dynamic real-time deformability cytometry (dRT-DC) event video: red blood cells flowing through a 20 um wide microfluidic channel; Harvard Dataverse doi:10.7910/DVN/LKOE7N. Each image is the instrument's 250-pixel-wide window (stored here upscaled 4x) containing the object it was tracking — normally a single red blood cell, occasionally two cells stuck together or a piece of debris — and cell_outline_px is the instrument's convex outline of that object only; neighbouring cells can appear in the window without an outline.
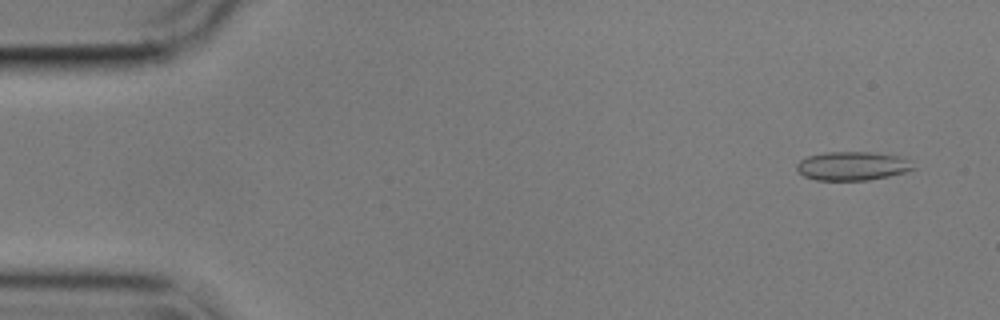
{"species": "common noctule bat (a hibernating species)", "species_latin": "Nyctalus noctula", "temperature_condition": "cold", "stored_images_in_passage": 55, "camera_frame_rate_fps": 3000, "um_per_image_px": 0.085, "animal": {"sex": "male", "body_mass_g": 17.9}, "frame": {"image": 1, "passage_image": 3, "time_ms": 0.667, "image_size_px": [1000, 320], "cell_outline_px": [[916, 168], [904, 172], [888, 176], [868, 180], [816, 180], [804, 176], [796, 172], [796, 164], [800, 160], [808, 156], [824, 152], [872, 152], [896, 156], [912, 160]], "centroid_in_image_um": [72.43, 14.11], "position_along_channel_um": 12.6, "area_um2": 19.65}}
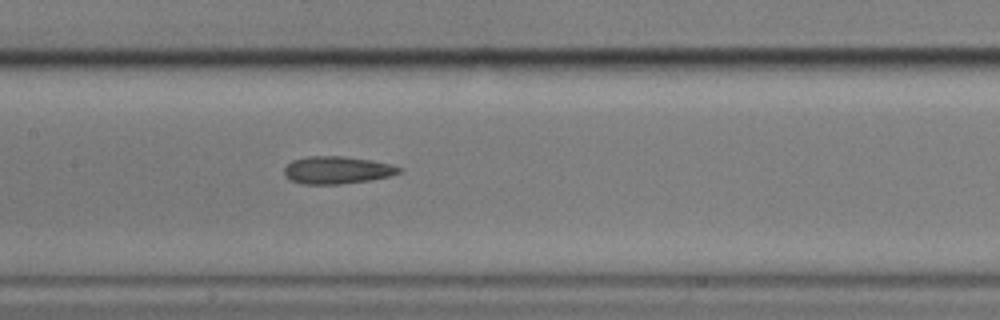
{"frame": {"image": 2, "passage_image": 26, "time_ms": 8.333, "image_size_px": [1000, 320], "cell_outline_px": [[404, 168], [400, 172], [388, 176], [368, 180], [340, 184], [300, 184], [288, 180], [284, 176], [284, 168], [292, 160], [308, 156], [344, 156], [372, 160], [392, 164]], "centroid_in_image_um": [28.62, 14.45], "position_along_channel_um": 178.8, "area_um2": 18.55}}
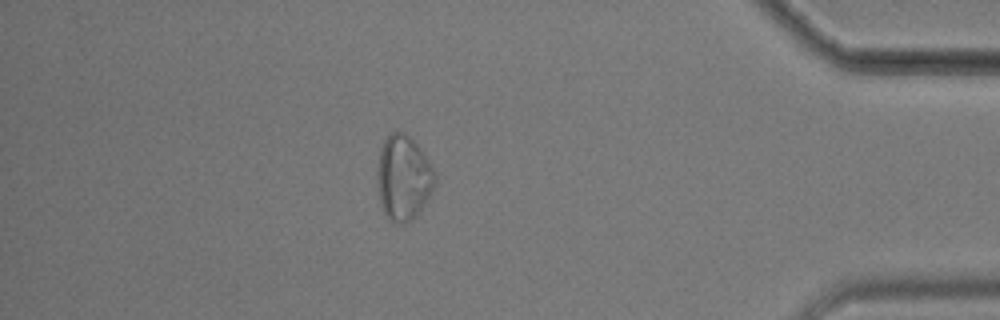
{"frame": {"image": 3, "passage_image": 48, "time_ms": 15.667, "image_size_px": [1000, 320], "cell_outline_px": [[436, 184], [416, 216], [412, 220], [404, 224], [396, 224], [388, 220], [380, 204], [376, 176], [376, 172], [380, 148], [384, 140], [392, 132], [404, 132], [420, 148], [428, 160], [436, 176]], "centroid_in_image_um": [34.26, 15.14], "position_along_channel_um": 400.9, "area_um2": 28.67}, "authors_computed_cell_mechanics": {"area_um2": 19.4208, "velocity_mm_per_s": 3.5706, "shape_relaxation_time_tau1_ms": 5.5188, "shape_relaxation_time_tau2_ms": 2.6361, "deformation_change_tau1": 0.1129, "deformation_change_tau2": 0.0903}}